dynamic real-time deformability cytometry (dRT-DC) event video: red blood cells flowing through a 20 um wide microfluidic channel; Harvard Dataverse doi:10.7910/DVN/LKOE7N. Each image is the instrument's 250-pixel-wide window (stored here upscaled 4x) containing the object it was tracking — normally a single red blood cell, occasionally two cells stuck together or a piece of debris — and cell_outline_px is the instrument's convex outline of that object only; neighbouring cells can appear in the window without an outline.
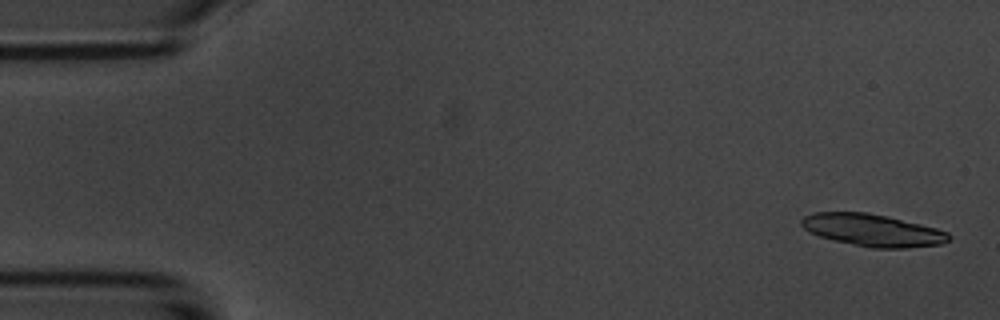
{"species": "common noctule bat (a hibernating species)", "species_latin": "Nyctalus noctula", "temperature_condition": "room temperature", "stored_images_in_passage": 6, "camera_frame_rate_fps": 3000, "um_per_image_px": 0.085, "animal": {"sex": "male", "body_mass_g": 20.1, "forearm_length_mm": 53.5}, "frame": {"image": 1, "passage_image": 1, "time_ms": 0.0, "image_size_px": [1000, 320], "cell_outline_px": [[952, 236], [948, 240], [940, 244], [908, 248], [872, 248], [832, 240], [820, 236], [804, 228], [800, 224], [800, 220], [804, 216], [816, 212], [864, 212], [888, 216], [936, 228], [948, 232]], "centroid_in_image_um": [74.17, 19.56], "position_along_channel_um": 10.8, "area_um2": 27.57}}